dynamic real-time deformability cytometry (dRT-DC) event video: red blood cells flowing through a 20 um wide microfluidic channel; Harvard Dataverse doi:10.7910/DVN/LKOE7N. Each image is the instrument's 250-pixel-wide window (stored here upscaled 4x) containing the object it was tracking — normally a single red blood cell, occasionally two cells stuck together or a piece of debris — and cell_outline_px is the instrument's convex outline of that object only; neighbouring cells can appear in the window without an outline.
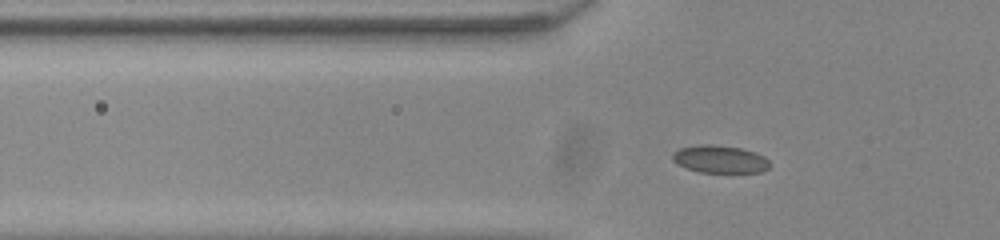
{"species": "common noctule bat (a hibernating species)", "species_latin": "Nyctalus noctula", "temperature_condition": "room temperature", "stored_images_in_passage": 50, "camera_frame_rate_fps": 3000, "um_per_image_px": 0.085, "animal": {"sex": "male", "body_mass_g": 20.0, "forearm_length_mm": 53.3}, "frame": {"image": 1, "passage_image": 14, "time_ms": 4.333, "image_size_px": [1000, 240], "cell_outline_px": [[772, 164], [768, 168], [760, 172], [700, 172], [688, 168], [672, 160], [672, 152], [680, 148], [700, 144], [708, 144], [740, 148], [756, 152], [764, 156]], "centroid_in_image_um": [61.21, 13.52], "position_along_channel_um": 64.6, "area_um2": 15.55}}
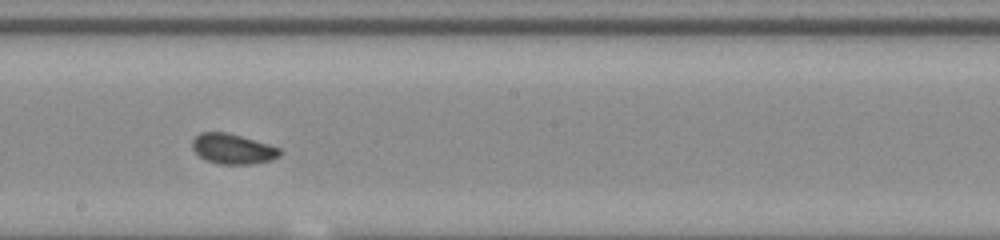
{"frame": {"image": 2, "passage_image": 27, "time_ms": 8.667, "image_size_px": [1000, 240], "cell_outline_px": [[280, 156], [272, 160], [252, 164], [220, 164], [204, 160], [192, 148], [192, 140], [200, 132], [228, 132], [268, 144], [280, 148]], "centroid_in_image_um": [19.78, 12.66], "position_along_channel_um": 228.4, "area_um2": 15.43}}
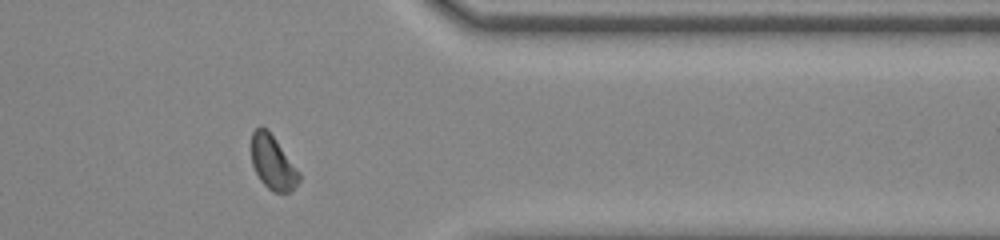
{"frame": {"image": 3, "passage_image": 40, "time_ms": 13.0, "image_size_px": [1000, 240], "cell_outline_px": [[300, 180], [288, 192], [272, 192], [260, 180], [252, 164], [252, 132], [260, 124], [268, 128], [300, 172]], "centroid_in_image_um": [23.18, 13.77], "position_along_channel_um": 388.2, "area_um2": 15.03}, "authors_computed_cell_mechanics": {"area_um2": 15.4326, "velocity_mm_per_s": 3.8876, "shape_relaxation_time_tau1_ms": 8.7291, "shape_relaxation_time_tau2_ms": 1.8107, "deformation_change_tau1": 0.127, "deformation_change_tau2": 0.0445}}